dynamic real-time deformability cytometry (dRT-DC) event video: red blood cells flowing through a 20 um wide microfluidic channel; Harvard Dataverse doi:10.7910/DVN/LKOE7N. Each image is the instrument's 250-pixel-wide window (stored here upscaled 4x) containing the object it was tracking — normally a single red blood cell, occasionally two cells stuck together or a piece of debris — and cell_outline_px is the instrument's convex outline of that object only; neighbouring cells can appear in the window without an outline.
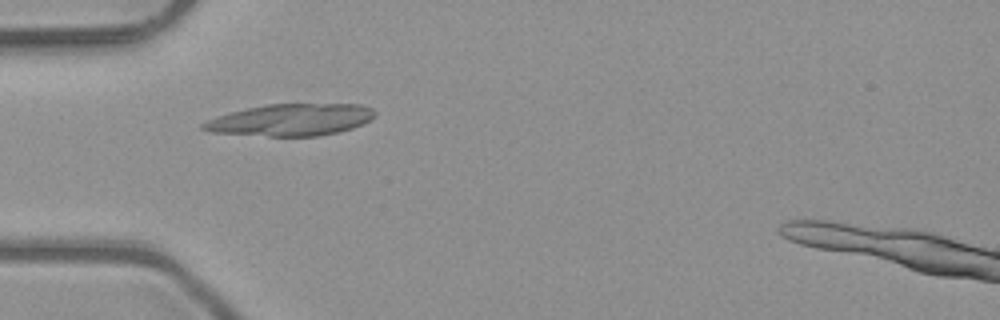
{"species": "common noctule bat (a hibernating species)", "species_latin": "Nyctalus noctula", "temperature_condition": "room temperature", "stored_images_in_passage": 2, "camera_frame_rate_fps": 3000, "um_per_image_px": 0.085, "animal": {"sex": "male", "body_mass_g": 23.1, "forearm_length_mm": 52.7}, "frame": {"image": 1, "passage_image": 1, "time_ms": 0.0, "image_size_px": [1000, 320], "cell_outline_px": [[376, 112], [368, 120], [352, 128], [340, 132], [316, 136], [268, 136], [212, 132], [200, 128], [200, 124], [208, 120], [232, 112], [248, 108], [268, 104], [360, 104], [372, 108]], "centroid_in_image_um": [24.73, 10.19], "position_along_channel_um": 60.3, "area_um2": 31.5}}